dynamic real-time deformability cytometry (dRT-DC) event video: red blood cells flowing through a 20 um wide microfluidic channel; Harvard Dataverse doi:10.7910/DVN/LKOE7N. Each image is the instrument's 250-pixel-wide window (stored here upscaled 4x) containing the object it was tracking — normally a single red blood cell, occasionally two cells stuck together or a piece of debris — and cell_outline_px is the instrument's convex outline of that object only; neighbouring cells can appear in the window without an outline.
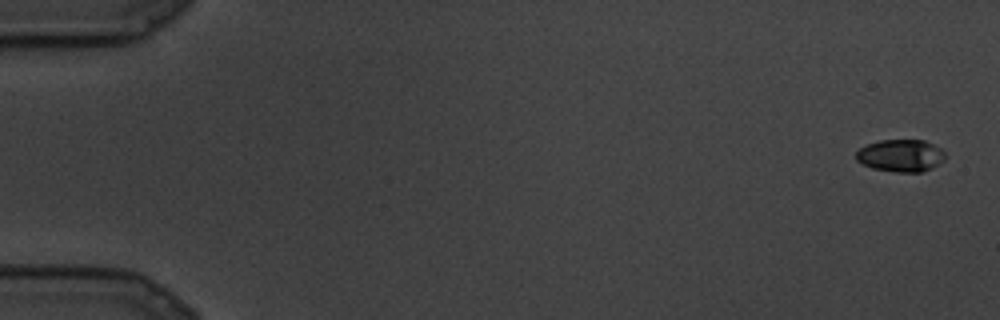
{"species": "common noctule bat (a hibernating species)", "species_latin": "Nyctalus noctula", "temperature_condition": "cold", "stored_images_in_passage": 10, "camera_frame_rate_fps": 3000, "um_per_image_px": 0.085, "animal": {"sex": "male", "body_mass_g": 19.5, "forearm_length_mm": 54.6}, "frame": {"image": 1, "passage_image": 1, "time_ms": 0.0, "image_size_px": [1000, 320], "cell_outline_px": [[944, 160], [932, 168], [920, 172], [896, 172], [872, 168], [856, 160], [856, 152], [860, 148], [868, 144], [880, 140], [924, 140], [936, 144], [944, 152]], "centroid_in_image_um": [76.58, 13.22], "position_along_channel_um": 8.4, "area_um2": 16.76}}
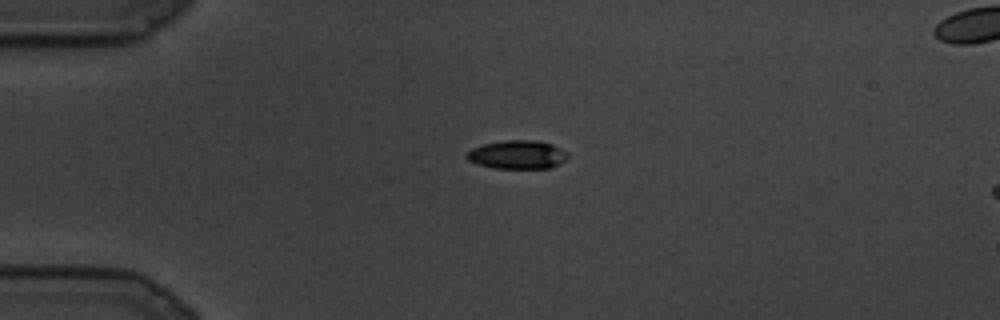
{"frame": {"image": 2, "passage_image": 7, "time_ms": 2.0, "image_size_px": [1000, 320], "cell_outline_px": [[568, 156], [564, 160], [552, 168], [492, 168], [476, 164], [468, 160], [464, 156], [472, 148], [484, 144], [504, 140], [536, 140], [552, 144], [568, 152]], "centroid_in_image_um": [43.96, 13.14], "position_along_channel_um": 41.0, "area_um2": 16.88}}